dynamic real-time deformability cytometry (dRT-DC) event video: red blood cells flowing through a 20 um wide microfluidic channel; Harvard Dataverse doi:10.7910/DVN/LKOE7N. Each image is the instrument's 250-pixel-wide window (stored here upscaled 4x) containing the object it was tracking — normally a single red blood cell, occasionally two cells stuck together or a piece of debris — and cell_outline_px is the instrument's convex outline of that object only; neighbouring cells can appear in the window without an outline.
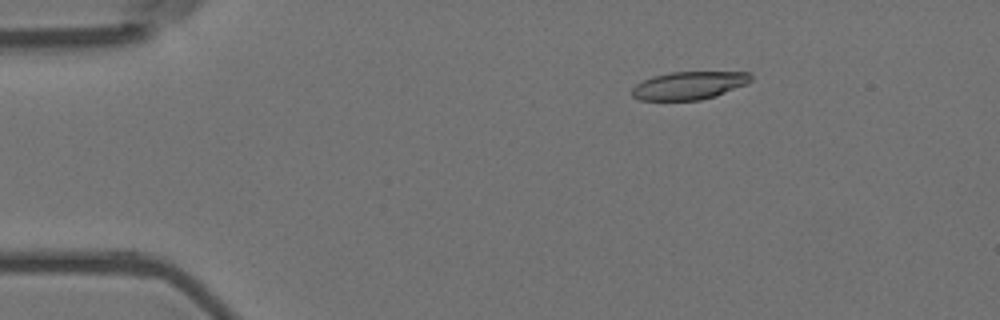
{"species": "Egyptian fruit bat (a non-hibernating species)", "species_latin": "Rousettus aegyptiacus", "temperature_condition": "room temperature", "stored_images_in_passage": 48, "camera_frame_rate_fps": 3000, "um_per_image_px": 0.085, "animal": {"sex": "female"}, "frame": {"image": 1, "passage_image": 1, "time_ms": 0.0, "image_size_px": [1000, 320], "cell_outline_px": [[752, 80], [748, 84], [716, 96], [700, 100], [640, 100], [632, 96], [632, 88], [636, 84], [652, 76], [668, 72], [748, 72], [752, 76]], "centroid_in_image_um": [58.58, 7.26], "position_along_channel_um": 26.4, "area_um2": 19.48}}
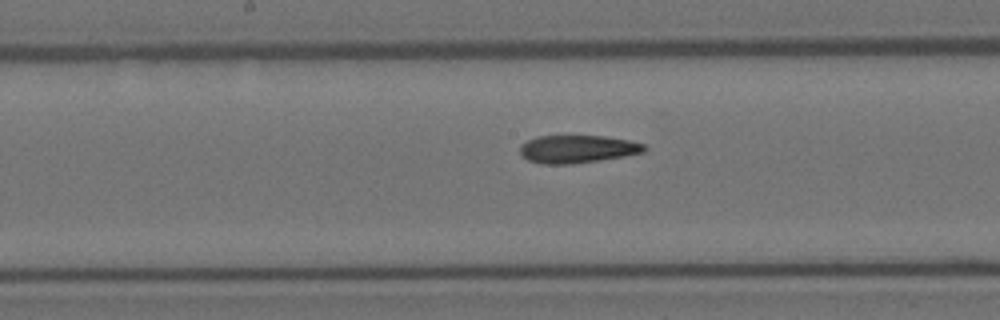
{"frame": {"image": 2, "passage_image": 21, "time_ms": 6.667, "image_size_px": [1000, 320], "cell_outline_px": [[648, 148], [644, 152], [624, 156], [572, 164], [540, 164], [528, 160], [520, 152], [520, 144], [528, 140], [540, 136], [604, 136], [628, 140], [644, 144]], "centroid_in_image_um": [49.08, 12.67], "position_along_channel_um": 199.1, "area_um2": 20.06}}
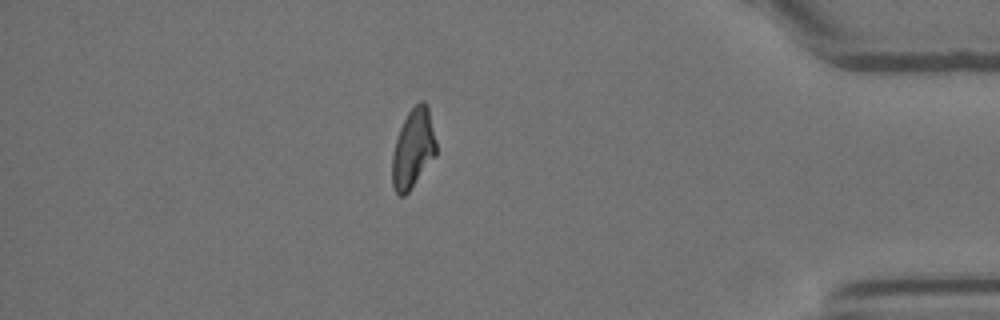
{"frame": {"image": 3, "passage_image": 41, "time_ms": 13.333, "image_size_px": [1000, 320], "cell_outline_px": [[436, 156], [408, 192], [404, 196], [400, 196], [396, 192], [392, 184], [392, 156], [396, 140], [400, 128], [408, 112], [420, 100], [424, 100], [428, 108], [436, 140]], "centroid_in_image_um": [35.12, 12.63], "position_along_channel_um": 400.1, "area_um2": 20.17}, "authors_computed_cell_mechanics": {"area_um2": 20.4612, "velocity_mm_per_s": 3.5818, "shape_relaxation_time_tau1_ms": null, "shape_relaxation_time_tau2_ms": 3.6747, "deformation_change_tau1": null, "deformation_change_tau2": 0.1278}}